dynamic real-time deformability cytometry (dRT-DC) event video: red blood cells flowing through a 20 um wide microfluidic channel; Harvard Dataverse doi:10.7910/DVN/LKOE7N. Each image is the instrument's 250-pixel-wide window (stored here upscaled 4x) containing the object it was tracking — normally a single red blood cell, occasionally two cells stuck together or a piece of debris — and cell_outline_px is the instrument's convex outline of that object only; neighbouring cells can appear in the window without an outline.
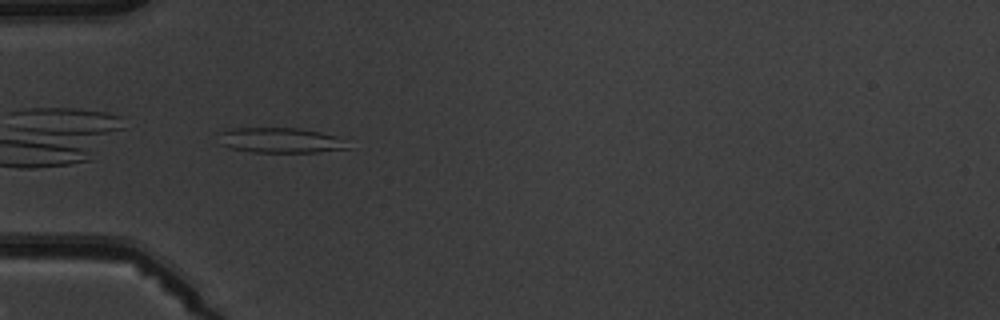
{"species": "common noctule bat (a hibernating species)", "species_latin": "Nyctalus noctula", "temperature_condition": "warm", "stored_images_in_passage": 5, "camera_frame_rate_fps": 3000, "um_per_image_px": 0.085, "animal": {"sex": "male", "body_mass_g": 19.5, "forearm_length_mm": 54.6}, "frame": {"image": 1, "passage_image": 2, "time_ms": 1.0, "image_size_px": [1000, 320], "cell_outline_px": [[352, 148], [316, 152], [252, 152], [232, 148], [220, 144], [220, 132], [232, 128], [300, 128], [320, 132], [332, 136]], "centroid_in_image_um": [23.77, 11.93], "position_along_channel_um": 61.2, "area_um2": 18.55}}
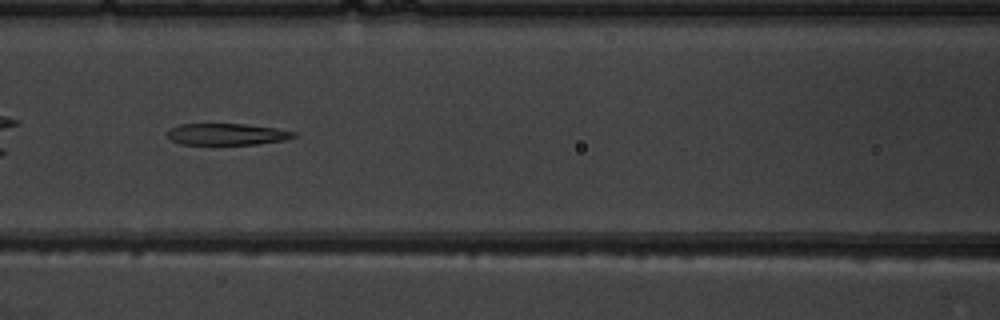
{"frame": {"image": 2, "passage_image": 4, "time_ms": 3.333, "image_size_px": [1000, 320], "cell_outline_px": [[296, 136], [284, 140], [256, 144], [180, 144], [172, 140], [168, 136], [168, 132], [172, 128], [180, 124], [248, 124], [276, 128], [296, 132]], "centroid_in_image_um": [19.32, 11.4], "position_along_channel_um": 147.3, "area_um2": 15.72}}
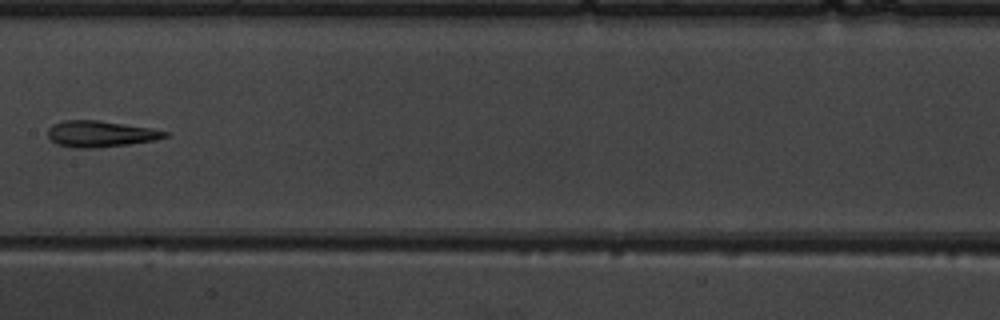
{"frame": {"image": 3, "passage_image": 5, "time_ms": 4.667, "image_size_px": [1000, 320], "cell_outline_px": [[168, 136], [156, 140], [128, 144], [96, 148], [76, 148], [56, 144], [48, 136], [48, 128], [52, 124], [64, 120], [100, 120], [148, 128], [168, 132]], "centroid_in_image_um": [8.5, 11.38], "position_along_channel_um": 198.9, "area_um2": 17.8}}